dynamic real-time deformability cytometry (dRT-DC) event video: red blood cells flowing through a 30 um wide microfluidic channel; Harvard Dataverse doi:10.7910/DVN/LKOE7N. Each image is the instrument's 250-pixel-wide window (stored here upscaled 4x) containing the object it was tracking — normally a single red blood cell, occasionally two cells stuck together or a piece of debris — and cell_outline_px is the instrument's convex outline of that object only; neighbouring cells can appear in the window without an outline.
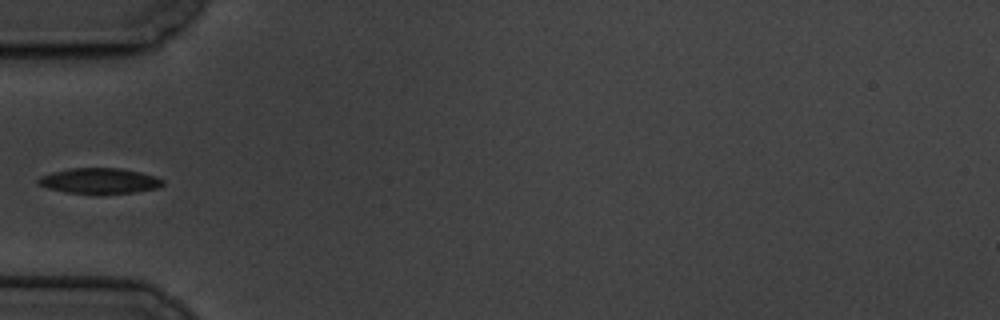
{"species": "common noctule bat (a hibernating species)", "species_latin": "Nyctalus noctula", "temperature_condition": "cold", "stored_images_in_passage": 10, "camera_frame_rate_fps": 3000, "um_per_image_px": 0.085, "animal": {"sex": "male", "body_mass_g": 19.5, "forearm_length_mm": 54.6}, "frame": {"image": 1, "passage_image": 4, "time_ms": 3.667, "image_size_px": [1000, 320], "cell_outline_px": [[164, 184], [160, 188], [136, 192], [68, 192], [48, 188], [40, 184], [36, 180], [40, 176], [52, 172], [72, 168], [120, 168], [140, 172], [156, 176], [164, 180]], "centroid_in_image_um": [8.51, 15.34], "position_along_channel_um": 76.5, "area_um2": 18.09}}
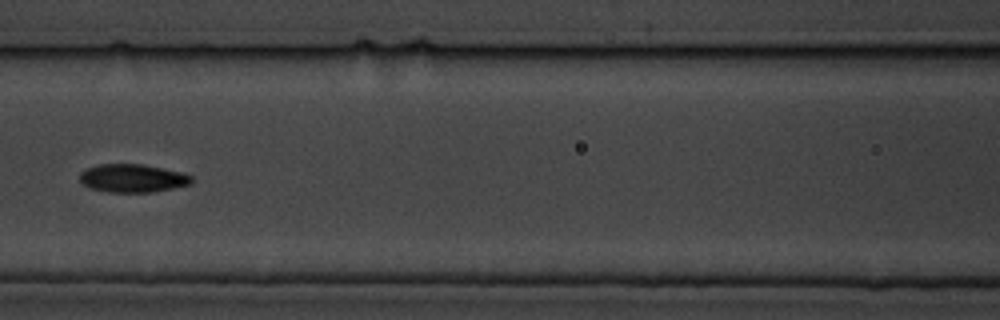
{"frame": {"image": 2, "passage_image": 6, "time_ms": 6.0, "image_size_px": [1000, 320], "cell_outline_px": [[192, 184], [152, 192], [108, 192], [88, 188], [80, 180], [80, 172], [84, 168], [96, 164], [144, 164], [180, 172], [192, 176]], "centroid_in_image_um": [11.23, 15.14], "position_along_channel_um": 155.4, "area_um2": 18.5}}
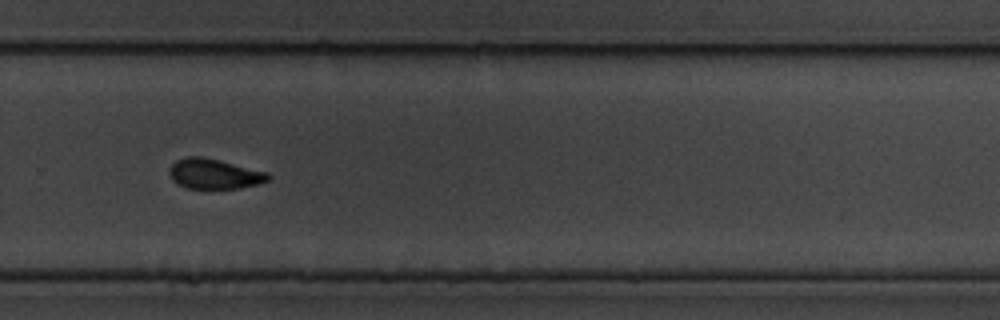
{"frame": {"image": 3, "passage_image": 10, "time_ms": 10.667, "image_size_px": [1000, 320], "cell_outline_px": [[272, 176], [268, 180], [260, 184], [240, 188], [188, 188], [172, 180], [168, 172], [172, 164], [176, 160], [188, 156], [204, 156], [268, 172]], "centroid_in_image_um": [18.24, 14.77], "position_along_channel_um": 311.6, "area_um2": 17.4}}